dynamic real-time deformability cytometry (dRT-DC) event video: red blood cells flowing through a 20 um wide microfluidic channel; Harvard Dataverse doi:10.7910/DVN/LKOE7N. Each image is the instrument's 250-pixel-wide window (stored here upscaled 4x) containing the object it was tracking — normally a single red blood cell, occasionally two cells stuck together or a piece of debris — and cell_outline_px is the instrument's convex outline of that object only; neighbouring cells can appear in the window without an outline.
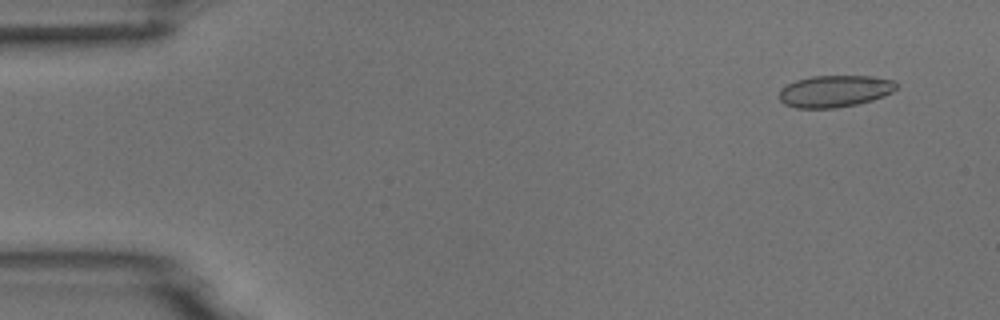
{"species": "common noctule bat (a hibernating species)", "species_latin": "Nyctalus noctula", "temperature_condition": "room temperature", "stored_images_in_passage": 4, "camera_frame_rate_fps": 3000, "um_per_image_px": 0.085, "animal": {"sex": "male", "body_mass_g": 18.8}, "frame": {"image": 1, "passage_image": 1, "time_ms": 0.0, "image_size_px": [1000, 320], "cell_outline_px": [[896, 88], [892, 92], [884, 96], [872, 100], [856, 104], [836, 108], [796, 108], [784, 104], [780, 100], [780, 88], [796, 80], [812, 76], [872, 76], [892, 80], [896, 84]], "centroid_in_image_um": [70.93, 7.75], "position_along_channel_um": 14.1, "area_um2": 21.68}}
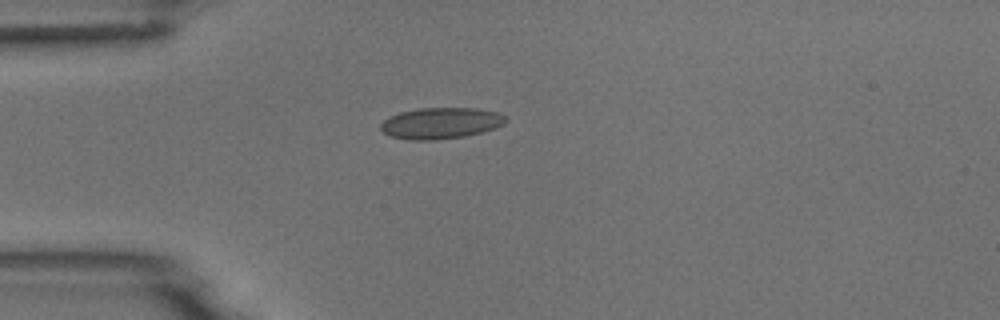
{"frame": {"image": 2, "passage_image": 4, "time_ms": 3.333, "image_size_px": [1000, 320], "cell_outline_px": [[508, 120], [504, 124], [496, 128], [464, 136], [436, 140], [408, 140], [392, 136], [384, 132], [380, 128], [380, 124], [388, 116], [400, 112], [420, 108], [476, 108], [496, 112], [504, 116]], "centroid_in_image_um": [37.45, 10.47], "position_along_channel_um": 47.5, "area_um2": 22.72}}